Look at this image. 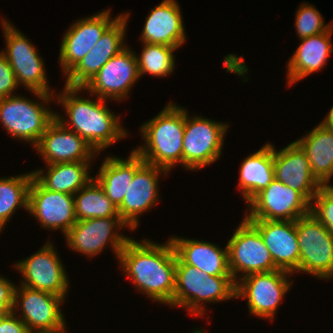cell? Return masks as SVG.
Listing matches in <instances>:
<instances>
[{"mask_svg":"<svg viewBox=\"0 0 333 333\" xmlns=\"http://www.w3.org/2000/svg\"><path fill=\"white\" fill-rule=\"evenodd\" d=\"M130 239L120 252L118 262L127 278L141 293L156 303L172 307L175 290L176 253L171 240Z\"/></svg>","mask_w":333,"mask_h":333,"instance_id":"cell-1","label":"cell"},{"mask_svg":"<svg viewBox=\"0 0 333 333\" xmlns=\"http://www.w3.org/2000/svg\"><path fill=\"white\" fill-rule=\"evenodd\" d=\"M80 92L86 91L83 87L65 85L61 94H54L67 116L65 119L55 112V118L65 128L76 132L97 154L129 135L122 126L119 115L108 109V100L97 96L91 100L90 97L78 96Z\"/></svg>","mask_w":333,"mask_h":333,"instance_id":"cell-2","label":"cell"},{"mask_svg":"<svg viewBox=\"0 0 333 333\" xmlns=\"http://www.w3.org/2000/svg\"><path fill=\"white\" fill-rule=\"evenodd\" d=\"M167 103L155 117L139 128L144 144L134 151L144 162L170 172L177 163L183 166V134L186 108Z\"/></svg>","mask_w":333,"mask_h":333,"instance_id":"cell-3","label":"cell"},{"mask_svg":"<svg viewBox=\"0 0 333 333\" xmlns=\"http://www.w3.org/2000/svg\"><path fill=\"white\" fill-rule=\"evenodd\" d=\"M236 298L232 276H211L185 264L176 255L175 290L172 307L186 308L189 314L204 316L205 305ZM204 302V303H203ZM203 303V304H202Z\"/></svg>","mask_w":333,"mask_h":333,"instance_id":"cell-4","label":"cell"},{"mask_svg":"<svg viewBox=\"0 0 333 333\" xmlns=\"http://www.w3.org/2000/svg\"><path fill=\"white\" fill-rule=\"evenodd\" d=\"M32 94L42 102L18 94L1 99L0 122L8 134H11V138L30 142L35 146L47 126L55 119V112L46 107L55 97L54 94L36 91H32Z\"/></svg>","mask_w":333,"mask_h":333,"instance_id":"cell-5","label":"cell"},{"mask_svg":"<svg viewBox=\"0 0 333 333\" xmlns=\"http://www.w3.org/2000/svg\"><path fill=\"white\" fill-rule=\"evenodd\" d=\"M1 19L6 50L0 53L9 61L18 86L22 85L30 92L54 94L47 80L44 61L34 44L11 21Z\"/></svg>","mask_w":333,"mask_h":333,"instance_id":"cell-6","label":"cell"},{"mask_svg":"<svg viewBox=\"0 0 333 333\" xmlns=\"http://www.w3.org/2000/svg\"><path fill=\"white\" fill-rule=\"evenodd\" d=\"M199 116L191 117L186 110L183 166L190 171L201 170L218 161L222 153L225 134L230 128L228 123Z\"/></svg>","mask_w":333,"mask_h":333,"instance_id":"cell-7","label":"cell"},{"mask_svg":"<svg viewBox=\"0 0 333 333\" xmlns=\"http://www.w3.org/2000/svg\"><path fill=\"white\" fill-rule=\"evenodd\" d=\"M300 259L298 272L333 279V235L311 213L296 220Z\"/></svg>","mask_w":333,"mask_h":333,"instance_id":"cell-8","label":"cell"},{"mask_svg":"<svg viewBox=\"0 0 333 333\" xmlns=\"http://www.w3.org/2000/svg\"><path fill=\"white\" fill-rule=\"evenodd\" d=\"M227 247L229 268L236 283L250 274L278 270L259 231L245 217L228 240Z\"/></svg>","mask_w":333,"mask_h":333,"instance_id":"cell-9","label":"cell"},{"mask_svg":"<svg viewBox=\"0 0 333 333\" xmlns=\"http://www.w3.org/2000/svg\"><path fill=\"white\" fill-rule=\"evenodd\" d=\"M64 300L55 294L20 285L14 290L13 312L21 310L22 315H16L30 333H66L67 324L60 309Z\"/></svg>","mask_w":333,"mask_h":333,"instance_id":"cell-10","label":"cell"},{"mask_svg":"<svg viewBox=\"0 0 333 333\" xmlns=\"http://www.w3.org/2000/svg\"><path fill=\"white\" fill-rule=\"evenodd\" d=\"M291 274L278 269L247 275L236 283V299L248 301L250 314L273 321L281 301L291 288Z\"/></svg>","mask_w":333,"mask_h":333,"instance_id":"cell-11","label":"cell"},{"mask_svg":"<svg viewBox=\"0 0 333 333\" xmlns=\"http://www.w3.org/2000/svg\"><path fill=\"white\" fill-rule=\"evenodd\" d=\"M122 228L131 230L120 216L92 218L77 221L64 236L72 251L87 255V258L96 256L109 245L119 259L121 250L131 239L119 233Z\"/></svg>","mask_w":333,"mask_h":333,"instance_id":"cell-12","label":"cell"},{"mask_svg":"<svg viewBox=\"0 0 333 333\" xmlns=\"http://www.w3.org/2000/svg\"><path fill=\"white\" fill-rule=\"evenodd\" d=\"M247 205V220L296 221L311 213V203L300 192L276 179Z\"/></svg>","mask_w":333,"mask_h":333,"instance_id":"cell-13","label":"cell"},{"mask_svg":"<svg viewBox=\"0 0 333 333\" xmlns=\"http://www.w3.org/2000/svg\"><path fill=\"white\" fill-rule=\"evenodd\" d=\"M61 262L53 244L47 241L36 253L13 265L24 279L20 285L66 298L70 281Z\"/></svg>","mask_w":333,"mask_h":333,"instance_id":"cell-14","label":"cell"},{"mask_svg":"<svg viewBox=\"0 0 333 333\" xmlns=\"http://www.w3.org/2000/svg\"><path fill=\"white\" fill-rule=\"evenodd\" d=\"M140 79L136 52L128 45L112 57L83 88L108 101H122L128 97L131 87Z\"/></svg>","mask_w":333,"mask_h":333,"instance_id":"cell-15","label":"cell"},{"mask_svg":"<svg viewBox=\"0 0 333 333\" xmlns=\"http://www.w3.org/2000/svg\"><path fill=\"white\" fill-rule=\"evenodd\" d=\"M111 9L78 19L64 33L59 64L66 75L95 46L103 33L122 15L112 19Z\"/></svg>","mask_w":333,"mask_h":333,"instance_id":"cell-16","label":"cell"},{"mask_svg":"<svg viewBox=\"0 0 333 333\" xmlns=\"http://www.w3.org/2000/svg\"><path fill=\"white\" fill-rule=\"evenodd\" d=\"M48 230L66 234L77 222L74 195L44 188L34 177L28 192V210Z\"/></svg>","mask_w":333,"mask_h":333,"instance_id":"cell-17","label":"cell"},{"mask_svg":"<svg viewBox=\"0 0 333 333\" xmlns=\"http://www.w3.org/2000/svg\"><path fill=\"white\" fill-rule=\"evenodd\" d=\"M129 13H123L101 36L95 46L65 76V85L83 87L98 71L127 45L126 27Z\"/></svg>","mask_w":333,"mask_h":333,"instance_id":"cell-18","label":"cell"},{"mask_svg":"<svg viewBox=\"0 0 333 333\" xmlns=\"http://www.w3.org/2000/svg\"><path fill=\"white\" fill-rule=\"evenodd\" d=\"M169 171L144 162L134 173L128 186L122 204L117 208L120 218L136 230L139 225V215L146 213L155 206L159 199V175L165 176Z\"/></svg>","mask_w":333,"mask_h":333,"instance_id":"cell-19","label":"cell"},{"mask_svg":"<svg viewBox=\"0 0 333 333\" xmlns=\"http://www.w3.org/2000/svg\"><path fill=\"white\" fill-rule=\"evenodd\" d=\"M34 149L43 157L44 164L92 162L97 156L82 137L65 128L56 118L47 126Z\"/></svg>","mask_w":333,"mask_h":333,"instance_id":"cell-20","label":"cell"},{"mask_svg":"<svg viewBox=\"0 0 333 333\" xmlns=\"http://www.w3.org/2000/svg\"><path fill=\"white\" fill-rule=\"evenodd\" d=\"M275 179L300 192L310 203L323 185L314 175L303 149L291 142L279 151L273 147Z\"/></svg>","mask_w":333,"mask_h":333,"instance_id":"cell-21","label":"cell"},{"mask_svg":"<svg viewBox=\"0 0 333 333\" xmlns=\"http://www.w3.org/2000/svg\"><path fill=\"white\" fill-rule=\"evenodd\" d=\"M260 233L278 269L298 271L300 250L296 221L248 220Z\"/></svg>","mask_w":333,"mask_h":333,"instance_id":"cell-22","label":"cell"},{"mask_svg":"<svg viewBox=\"0 0 333 333\" xmlns=\"http://www.w3.org/2000/svg\"><path fill=\"white\" fill-rule=\"evenodd\" d=\"M176 0H163L146 18L140 41L181 47L186 41L185 25Z\"/></svg>","mask_w":333,"mask_h":333,"instance_id":"cell-23","label":"cell"},{"mask_svg":"<svg viewBox=\"0 0 333 333\" xmlns=\"http://www.w3.org/2000/svg\"><path fill=\"white\" fill-rule=\"evenodd\" d=\"M176 255L188 265L197 267L211 276H232L229 268L228 247L221 249L209 241L169 237Z\"/></svg>","mask_w":333,"mask_h":333,"instance_id":"cell-24","label":"cell"},{"mask_svg":"<svg viewBox=\"0 0 333 333\" xmlns=\"http://www.w3.org/2000/svg\"><path fill=\"white\" fill-rule=\"evenodd\" d=\"M333 28L328 31L300 39V44L287 63V82L292 86L309 74L318 72L326 66L333 52L331 35ZM327 61V62H326Z\"/></svg>","mask_w":333,"mask_h":333,"instance_id":"cell-25","label":"cell"},{"mask_svg":"<svg viewBox=\"0 0 333 333\" xmlns=\"http://www.w3.org/2000/svg\"><path fill=\"white\" fill-rule=\"evenodd\" d=\"M111 156H106L104 162L102 161L98 174L93 179L118 208L122 204L135 171L144 163V160L134 150L130 152L127 159Z\"/></svg>","mask_w":333,"mask_h":333,"instance_id":"cell-26","label":"cell"},{"mask_svg":"<svg viewBox=\"0 0 333 333\" xmlns=\"http://www.w3.org/2000/svg\"><path fill=\"white\" fill-rule=\"evenodd\" d=\"M238 190L247 204L274 179L273 144L266 142L244 158L239 170Z\"/></svg>","mask_w":333,"mask_h":333,"instance_id":"cell-27","label":"cell"},{"mask_svg":"<svg viewBox=\"0 0 333 333\" xmlns=\"http://www.w3.org/2000/svg\"><path fill=\"white\" fill-rule=\"evenodd\" d=\"M294 141L306 153L313 175L323 185H329L333 176V131L321 121Z\"/></svg>","mask_w":333,"mask_h":333,"instance_id":"cell-28","label":"cell"},{"mask_svg":"<svg viewBox=\"0 0 333 333\" xmlns=\"http://www.w3.org/2000/svg\"><path fill=\"white\" fill-rule=\"evenodd\" d=\"M44 169L32 171L33 177L46 189L74 195L92 179L90 162L46 164ZM45 172V173H44Z\"/></svg>","mask_w":333,"mask_h":333,"instance_id":"cell-29","label":"cell"},{"mask_svg":"<svg viewBox=\"0 0 333 333\" xmlns=\"http://www.w3.org/2000/svg\"><path fill=\"white\" fill-rule=\"evenodd\" d=\"M33 173L0 177V232L19 207L28 210V192Z\"/></svg>","mask_w":333,"mask_h":333,"instance_id":"cell-30","label":"cell"},{"mask_svg":"<svg viewBox=\"0 0 333 333\" xmlns=\"http://www.w3.org/2000/svg\"><path fill=\"white\" fill-rule=\"evenodd\" d=\"M74 206L77 221L120 216L117 208L94 179L74 194Z\"/></svg>","mask_w":333,"mask_h":333,"instance_id":"cell-31","label":"cell"},{"mask_svg":"<svg viewBox=\"0 0 333 333\" xmlns=\"http://www.w3.org/2000/svg\"><path fill=\"white\" fill-rule=\"evenodd\" d=\"M141 55L136 54L138 73L141 78L145 73L153 77H167L174 72L177 47L163 44L142 42Z\"/></svg>","mask_w":333,"mask_h":333,"instance_id":"cell-32","label":"cell"},{"mask_svg":"<svg viewBox=\"0 0 333 333\" xmlns=\"http://www.w3.org/2000/svg\"><path fill=\"white\" fill-rule=\"evenodd\" d=\"M319 10L311 4L302 3L295 13V31L299 39L307 38L328 31L333 23L324 24Z\"/></svg>","mask_w":333,"mask_h":333,"instance_id":"cell-33","label":"cell"},{"mask_svg":"<svg viewBox=\"0 0 333 333\" xmlns=\"http://www.w3.org/2000/svg\"><path fill=\"white\" fill-rule=\"evenodd\" d=\"M311 214L333 235V185H322L311 202Z\"/></svg>","mask_w":333,"mask_h":333,"instance_id":"cell-34","label":"cell"},{"mask_svg":"<svg viewBox=\"0 0 333 333\" xmlns=\"http://www.w3.org/2000/svg\"><path fill=\"white\" fill-rule=\"evenodd\" d=\"M18 84L9 61L0 53V100L13 96Z\"/></svg>","mask_w":333,"mask_h":333,"instance_id":"cell-35","label":"cell"},{"mask_svg":"<svg viewBox=\"0 0 333 333\" xmlns=\"http://www.w3.org/2000/svg\"><path fill=\"white\" fill-rule=\"evenodd\" d=\"M15 287L9 279L0 276V308L6 313L13 312Z\"/></svg>","mask_w":333,"mask_h":333,"instance_id":"cell-36","label":"cell"},{"mask_svg":"<svg viewBox=\"0 0 333 333\" xmlns=\"http://www.w3.org/2000/svg\"><path fill=\"white\" fill-rule=\"evenodd\" d=\"M0 333H30L25 323L16 313H7L0 320Z\"/></svg>","mask_w":333,"mask_h":333,"instance_id":"cell-37","label":"cell"},{"mask_svg":"<svg viewBox=\"0 0 333 333\" xmlns=\"http://www.w3.org/2000/svg\"><path fill=\"white\" fill-rule=\"evenodd\" d=\"M324 118L322 122L333 131V106Z\"/></svg>","mask_w":333,"mask_h":333,"instance_id":"cell-38","label":"cell"},{"mask_svg":"<svg viewBox=\"0 0 333 333\" xmlns=\"http://www.w3.org/2000/svg\"><path fill=\"white\" fill-rule=\"evenodd\" d=\"M7 313L0 308V320L6 315Z\"/></svg>","mask_w":333,"mask_h":333,"instance_id":"cell-39","label":"cell"}]
</instances>
